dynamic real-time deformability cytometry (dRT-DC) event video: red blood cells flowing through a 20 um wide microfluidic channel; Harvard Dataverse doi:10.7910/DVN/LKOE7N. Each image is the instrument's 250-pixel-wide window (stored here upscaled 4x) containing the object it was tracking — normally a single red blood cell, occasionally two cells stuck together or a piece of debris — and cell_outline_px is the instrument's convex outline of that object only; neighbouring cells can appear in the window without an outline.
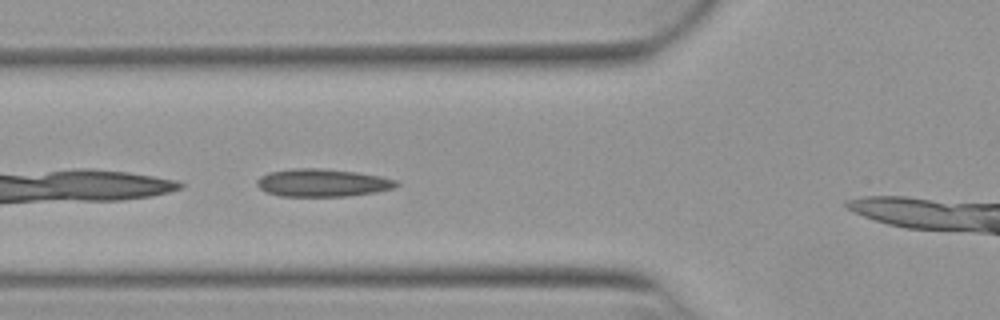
{"species": "Egyptian fruit bat (a non-hibernating species)", "species_latin": "Rousettus aegyptiacus", "temperature_condition": "warm", "stored_images_in_passage": 29, "camera_frame_rate_fps": 3000, "um_per_image_px": 0.085, "animal": {"sex": "female"}, "frame": {"image": 1, "passage_image": 3, "time_ms": 0.667, "image_size_px": [1000, 320], "cell_outline_px": [[400, 184], [392, 188], [372, 192], [344, 196], [280, 196], [268, 192], [260, 188], [256, 184], [256, 180], [260, 176], [268, 172], [292, 168], [324, 168], [356, 172], [380, 176], [396, 180]], "centroid_in_image_um": [27.36, 15.52], "position_along_channel_um": 98.4, "area_um2": 22.43}}
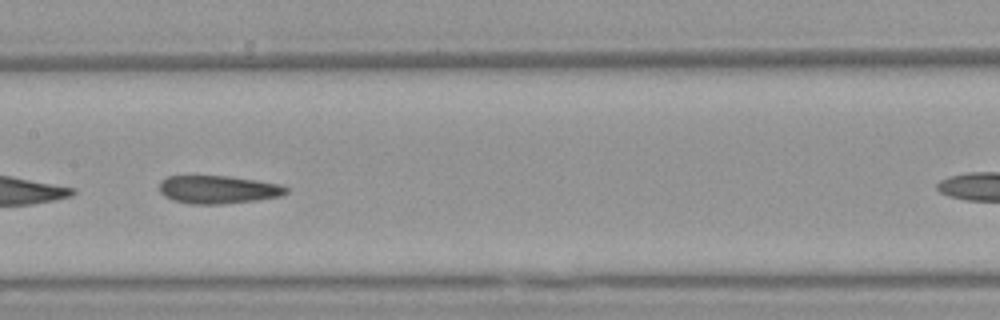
{"frame": {"image": 2, "passage_image": 10, "time_ms": 3.0, "image_size_px": [1000, 320], "cell_outline_px": [[288, 192], [280, 196], [256, 200], [224, 204], [192, 204], [172, 200], [164, 196], [160, 192], [160, 180], [168, 176], [228, 176], [256, 180], [280, 184], [288, 188]], "centroid_in_image_um": [18.53, 16.11], "position_along_channel_um": 188.9, "area_um2": 20.75}}
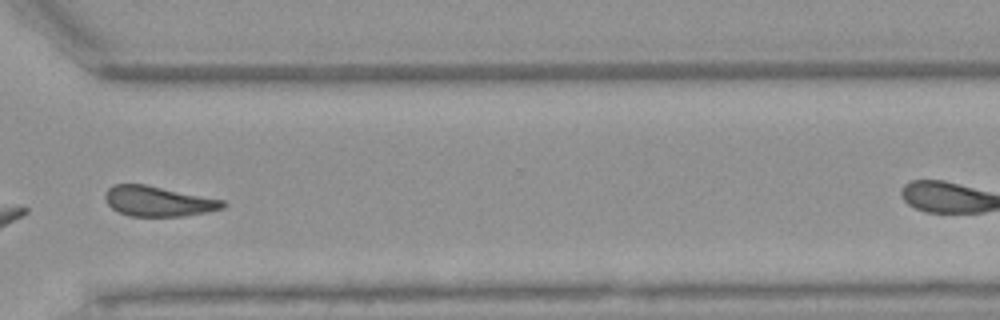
{"frame": {"image": 3, "passage_image": 23, "time_ms": 7.333, "image_size_px": [1000, 320], "cell_outline_px": [[228, 204], [224, 208], [208, 212], [180, 216], [132, 216], [120, 212], [112, 208], [108, 204], [104, 196], [108, 188], [112, 184], [144, 184], [224, 200]], "centroid_in_image_um": [13.47, 17.1], "position_along_channel_um": 357.1, "area_um2": 20.58}}